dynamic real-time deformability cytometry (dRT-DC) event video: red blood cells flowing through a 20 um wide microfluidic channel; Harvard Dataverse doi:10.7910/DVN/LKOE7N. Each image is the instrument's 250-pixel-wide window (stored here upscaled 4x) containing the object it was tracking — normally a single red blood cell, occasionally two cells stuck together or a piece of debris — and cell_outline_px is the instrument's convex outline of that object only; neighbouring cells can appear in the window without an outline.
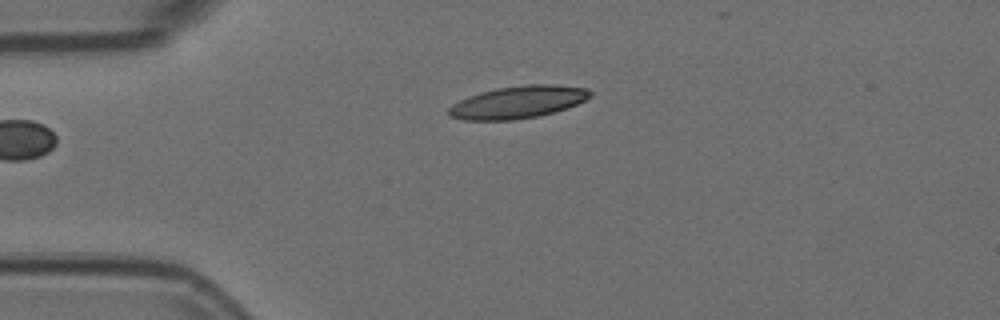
{"species": "Egyptian fruit bat (a non-hibernating species)", "species_latin": "Rousettus aegyptiacus", "temperature_condition": "room temperature", "stored_images_in_passage": 2, "camera_frame_rate_fps": 3000, "um_per_image_px": 0.085, "animal": {"sex": "female"}, "frame": {"image": 1, "passage_image": 2, "time_ms": 0.333, "image_size_px": [1000, 320], "cell_outline_px": [[592, 96], [576, 104], [552, 112], [536, 116], [512, 120], [464, 120], [448, 116], [448, 108], [452, 104], [468, 96], [480, 92], [496, 88], [524, 84], [552, 84], [588, 88], [592, 92]], "centroid_in_image_um": [44.0, 8.67], "position_along_channel_um": 41.0, "area_um2": 26.65}}